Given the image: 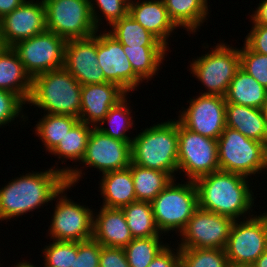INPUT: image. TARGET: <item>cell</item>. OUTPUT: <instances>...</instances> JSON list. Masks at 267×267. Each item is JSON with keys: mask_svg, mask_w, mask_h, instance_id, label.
<instances>
[{"mask_svg": "<svg viewBox=\"0 0 267 267\" xmlns=\"http://www.w3.org/2000/svg\"><path fill=\"white\" fill-rule=\"evenodd\" d=\"M78 121L79 118L70 115L44 113L35 126V133L50 153Z\"/></svg>", "mask_w": 267, "mask_h": 267, "instance_id": "f546056e", "label": "cell"}, {"mask_svg": "<svg viewBox=\"0 0 267 267\" xmlns=\"http://www.w3.org/2000/svg\"><path fill=\"white\" fill-rule=\"evenodd\" d=\"M161 236L133 238L123 249L130 267H148L153 259L168 245Z\"/></svg>", "mask_w": 267, "mask_h": 267, "instance_id": "836d02e7", "label": "cell"}, {"mask_svg": "<svg viewBox=\"0 0 267 267\" xmlns=\"http://www.w3.org/2000/svg\"><path fill=\"white\" fill-rule=\"evenodd\" d=\"M44 267H73L74 256H77V242L55 241L43 248ZM28 267H37L25 261Z\"/></svg>", "mask_w": 267, "mask_h": 267, "instance_id": "d590c367", "label": "cell"}, {"mask_svg": "<svg viewBox=\"0 0 267 267\" xmlns=\"http://www.w3.org/2000/svg\"><path fill=\"white\" fill-rule=\"evenodd\" d=\"M97 33L98 66L108 82L115 83L127 93L133 92L143 80L133 71L131 63L123 50V45L110 35L106 29ZM99 34V35H98Z\"/></svg>", "mask_w": 267, "mask_h": 267, "instance_id": "9a60e30c", "label": "cell"}, {"mask_svg": "<svg viewBox=\"0 0 267 267\" xmlns=\"http://www.w3.org/2000/svg\"><path fill=\"white\" fill-rule=\"evenodd\" d=\"M213 48L196 60L193 58L189 70L207 89L200 94L225 97L231 80L240 69L239 49L224 42Z\"/></svg>", "mask_w": 267, "mask_h": 267, "instance_id": "52a82bcc", "label": "cell"}, {"mask_svg": "<svg viewBox=\"0 0 267 267\" xmlns=\"http://www.w3.org/2000/svg\"><path fill=\"white\" fill-rule=\"evenodd\" d=\"M92 128V125L78 121L50 153L58 156V159H63L62 164L67 159L80 163L84 157Z\"/></svg>", "mask_w": 267, "mask_h": 267, "instance_id": "1f68e13d", "label": "cell"}, {"mask_svg": "<svg viewBox=\"0 0 267 267\" xmlns=\"http://www.w3.org/2000/svg\"><path fill=\"white\" fill-rule=\"evenodd\" d=\"M0 89L16 94L25 104L32 90V78L12 47L0 50Z\"/></svg>", "mask_w": 267, "mask_h": 267, "instance_id": "7402d4cb", "label": "cell"}, {"mask_svg": "<svg viewBox=\"0 0 267 267\" xmlns=\"http://www.w3.org/2000/svg\"><path fill=\"white\" fill-rule=\"evenodd\" d=\"M127 94L124 89L112 82L83 85L79 121L96 127L111 107Z\"/></svg>", "mask_w": 267, "mask_h": 267, "instance_id": "d6986e66", "label": "cell"}, {"mask_svg": "<svg viewBox=\"0 0 267 267\" xmlns=\"http://www.w3.org/2000/svg\"><path fill=\"white\" fill-rule=\"evenodd\" d=\"M25 0H0V19L18 8Z\"/></svg>", "mask_w": 267, "mask_h": 267, "instance_id": "f6af8a7d", "label": "cell"}, {"mask_svg": "<svg viewBox=\"0 0 267 267\" xmlns=\"http://www.w3.org/2000/svg\"><path fill=\"white\" fill-rule=\"evenodd\" d=\"M248 179L222 170L198 178L194 181L198 207L229 217L233 221L246 219V215L253 216L250 210L252 212V207L255 206V198Z\"/></svg>", "mask_w": 267, "mask_h": 267, "instance_id": "7a4b0ae2", "label": "cell"}, {"mask_svg": "<svg viewBox=\"0 0 267 267\" xmlns=\"http://www.w3.org/2000/svg\"><path fill=\"white\" fill-rule=\"evenodd\" d=\"M175 182L173 179L151 201L154 220L161 234L171 230L180 233L198 208L194 181H186L184 184Z\"/></svg>", "mask_w": 267, "mask_h": 267, "instance_id": "8992f818", "label": "cell"}, {"mask_svg": "<svg viewBox=\"0 0 267 267\" xmlns=\"http://www.w3.org/2000/svg\"><path fill=\"white\" fill-rule=\"evenodd\" d=\"M262 112H263V115H264V117H265V119L267 121V98H266V101L263 104Z\"/></svg>", "mask_w": 267, "mask_h": 267, "instance_id": "7dc6e473", "label": "cell"}, {"mask_svg": "<svg viewBox=\"0 0 267 267\" xmlns=\"http://www.w3.org/2000/svg\"><path fill=\"white\" fill-rule=\"evenodd\" d=\"M46 29L67 40L93 36L96 28L90 0H43Z\"/></svg>", "mask_w": 267, "mask_h": 267, "instance_id": "9c48e42d", "label": "cell"}, {"mask_svg": "<svg viewBox=\"0 0 267 267\" xmlns=\"http://www.w3.org/2000/svg\"><path fill=\"white\" fill-rule=\"evenodd\" d=\"M96 8L101 11L104 18L101 13L99 14L97 12L98 10ZM90 9L93 22L96 28L99 30V26L102 24L100 23L102 22V19L108 21L107 24L109 23L108 25L111 26L116 21L127 16L129 4L124 0H90Z\"/></svg>", "mask_w": 267, "mask_h": 267, "instance_id": "8d00e7d4", "label": "cell"}, {"mask_svg": "<svg viewBox=\"0 0 267 267\" xmlns=\"http://www.w3.org/2000/svg\"><path fill=\"white\" fill-rule=\"evenodd\" d=\"M66 184L55 195L56 203L48 234L55 241L80 242L92 239L93 211L88 206L67 198L65 191L72 189ZM65 194V195H64Z\"/></svg>", "mask_w": 267, "mask_h": 267, "instance_id": "30bf717a", "label": "cell"}, {"mask_svg": "<svg viewBox=\"0 0 267 267\" xmlns=\"http://www.w3.org/2000/svg\"><path fill=\"white\" fill-rule=\"evenodd\" d=\"M4 47L2 40H1V31H0V50Z\"/></svg>", "mask_w": 267, "mask_h": 267, "instance_id": "681fc988", "label": "cell"}, {"mask_svg": "<svg viewBox=\"0 0 267 267\" xmlns=\"http://www.w3.org/2000/svg\"><path fill=\"white\" fill-rule=\"evenodd\" d=\"M14 267H28V266L25 264V260H23L22 262L20 261V262L16 263V265H14Z\"/></svg>", "mask_w": 267, "mask_h": 267, "instance_id": "c3c4849f", "label": "cell"}, {"mask_svg": "<svg viewBox=\"0 0 267 267\" xmlns=\"http://www.w3.org/2000/svg\"><path fill=\"white\" fill-rule=\"evenodd\" d=\"M250 17L253 25H267V0H261Z\"/></svg>", "mask_w": 267, "mask_h": 267, "instance_id": "ee69618b", "label": "cell"}, {"mask_svg": "<svg viewBox=\"0 0 267 267\" xmlns=\"http://www.w3.org/2000/svg\"><path fill=\"white\" fill-rule=\"evenodd\" d=\"M99 267H130L123 248L102 246Z\"/></svg>", "mask_w": 267, "mask_h": 267, "instance_id": "b9f144b4", "label": "cell"}, {"mask_svg": "<svg viewBox=\"0 0 267 267\" xmlns=\"http://www.w3.org/2000/svg\"><path fill=\"white\" fill-rule=\"evenodd\" d=\"M82 85L63 67L32 78L27 104L47 114L80 116Z\"/></svg>", "mask_w": 267, "mask_h": 267, "instance_id": "277c9868", "label": "cell"}, {"mask_svg": "<svg viewBox=\"0 0 267 267\" xmlns=\"http://www.w3.org/2000/svg\"><path fill=\"white\" fill-rule=\"evenodd\" d=\"M251 267H267V249Z\"/></svg>", "mask_w": 267, "mask_h": 267, "instance_id": "bcb514c9", "label": "cell"}, {"mask_svg": "<svg viewBox=\"0 0 267 267\" xmlns=\"http://www.w3.org/2000/svg\"><path fill=\"white\" fill-rule=\"evenodd\" d=\"M264 147H265V151H266V154H267V136H266V140L264 142Z\"/></svg>", "mask_w": 267, "mask_h": 267, "instance_id": "f907efd6", "label": "cell"}, {"mask_svg": "<svg viewBox=\"0 0 267 267\" xmlns=\"http://www.w3.org/2000/svg\"><path fill=\"white\" fill-rule=\"evenodd\" d=\"M226 127L261 143L266 140L267 121L262 109L226 103Z\"/></svg>", "mask_w": 267, "mask_h": 267, "instance_id": "cb8c5ba5", "label": "cell"}, {"mask_svg": "<svg viewBox=\"0 0 267 267\" xmlns=\"http://www.w3.org/2000/svg\"><path fill=\"white\" fill-rule=\"evenodd\" d=\"M24 105L25 103L16 94L0 89V128L19 116L23 118L22 121H27L28 117L23 113Z\"/></svg>", "mask_w": 267, "mask_h": 267, "instance_id": "f35d334b", "label": "cell"}, {"mask_svg": "<svg viewBox=\"0 0 267 267\" xmlns=\"http://www.w3.org/2000/svg\"><path fill=\"white\" fill-rule=\"evenodd\" d=\"M101 249L102 245L93 238L77 242L73 267H99Z\"/></svg>", "mask_w": 267, "mask_h": 267, "instance_id": "ab89813d", "label": "cell"}, {"mask_svg": "<svg viewBox=\"0 0 267 267\" xmlns=\"http://www.w3.org/2000/svg\"><path fill=\"white\" fill-rule=\"evenodd\" d=\"M122 210L133 238L162 235L156 226L151 202L135 201L123 206Z\"/></svg>", "mask_w": 267, "mask_h": 267, "instance_id": "f1b7e54d", "label": "cell"}, {"mask_svg": "<svg viewBox=\"0 0 267 267\" xmlns=\"http://www.w3.org/2000/svg\"><path fill=\"white\" fill-rule=\"evenodd\" d=\"M111 27L112 29L107 32L122 45L130 47L165 46L129 14L113 23Z\"/></svg>", "mask_w": 267, "mask_h": 267, "instance_id": "4dcf8cb0", "label": "cell"}, {"mask_svg": "<svg viewBox=\"0 0 267 267\" xmlns=\"http://www.w3.org/2000/svg\"><path fill=\"white\" fill-rule=\"evenodd\" d=\"M243 220L233 221L225 247L233 267H251L267 249V212Z\"/></svg>", "mask_w": 267, "mask_h": 267, "instance_id": "ba28073f", "label": "cell"}, {"mask_svg": "<svg viewBox=\"0 0 267 267\" xmlns=\"http://www.w3.org/2000/svg\"><path fill=\"white\" fill-rule=\"evenodd\" d=\"M180 267H230L225 250L180 248Z\"/></svg>", "mask_w": 267, "mask_h": 267, "instance_id": "e575fe53", "label": "cell"}, {"mask_svg": "<svg viewBox=\"0 0 267 267\" xmlns=\"http://www.w3.org/2000/svg\"><path fill=\"white\" fill-rule=\"evenodd\" d=\"M239 55L240 68L267 89V55L252 51L245 43Z\"/></svg>", "mask_w": 267, "mask_h": 267, "instance_id": "74e56055", "label": "cell"}, {"mask_svg": "<svg viewBox=\"0 0 267 267\" xmlns=\"http://www.w3.org/2000/svg\"><path fill=\"white\" fill-rule=\"evenodd\" d=\"M267 89L241 68L231 80L225 96L226 103L262 109Z\"/></svg>", "mask_w": 267, "mask_h": 267, "instance_id": "484cf974", "label": "cell"}, {"mask_svg": "<svg viewBox=\"0 0 267 267\" xmlns=\"http://www.w3.org/2000/svg\"><path fill=\"white\" fill-rule=\"evenodd\" d=\"M169 17L174 24L182 27L188 33L197 32L202 23L206 22L208 14V0H163ZM190 31V32H189Z\"/></svg>", "mask_w": 267, "mask_h": 267, "instance_id": "d4e9b609", "label": "cell"}, {"mask_svg": "<svg viewBox=\"0 0 267 267\" xmlns=\"http://www.w3.org/2000/svg\"><path fill=\"white\" fill-rule=\"evenodd\" d=\"M175 251L167 245L148 267H180V248L177 247Z\"/></svg>", "mask_w": 267, "mask_h": 267, "instance_id": "7bdbcfd3", "label": "cell"}, {"mask_svg": "<svg viewBox=\"0 0 267 267\" xmlns=\"http://www.w3.org/2000/svg\"><path fill=\"white\" fill-rule=\"evenodd\" d=\"M46 30L43 0H25L18 8L0 19L1 40L4 47L31 38Z\"/></svg>", "mask_w": 267, "mask_h": 267, "instance_id": "e0dca14e", "label": "cell"}, {"mask_svg": "<svg viewBox=\"0 0 267 267\" xmlns=\"http://www.w3.org/2000/svg\"><path fill=\"white\" fill-rule=\"evenodd\" d=\"M188 103L189 107L178 115V121L193 132L217 140L226 127L225 97L201 94L190 98Z\"/></svg>", "mask_w": 267, "mask_h": 267, "instance_id": "5bb4252c", "label": "cell"}, {"mask_svg": "<svg viewBox=\"0 0 267 267\" xmlns=\"http://www.w3.org/2000/svg\"><path fill=\"white\" fill-rule=\"evenodd\" d=\"M64 68L82 86L108 82L98 66L97 32L88 38L66 41Z\"/></svg>", "mask_w": 267, "mask_h": 267, "instance_id": "ac0fdd59", "label": "cell"}, {"mask_svg": "<svg viewBox=\"0 0 267 267\" xmlns=\"http://www.w3.org/2000/svg\"><path fill=\"white\" fill-rule=\"evenodd\" d=\"M220 170L217 140L185 128L178 121V172L188 181Z\"/></svg>", "mask_w": 267, "mask_h": 267, "instance_id": "8fae6325", "label": "cell"}, {"mask_svg": "<svg viewBox=\"0 0 267 267\" xmlns=\"http://www.w3.org/2000/svg\"><path fill=\"white\" fill-rule=\"evenodd\" d=\"M127 96L128 94L116 105L112 106L107 115L96 126V128L102 133L121 141L133 140V138H130L128 135H126V132H128L129 128L132 129L134 125V120H132L133 116H131L133 114H131L132 110L130 109V106H128L130 102ZM104 123H108L109 127H104Z\"/></svg>", "mask_w": 267, "mask_h": 267, "instance_id": "d6a6232c", "label": "cell"}, {"mask_svg": "<svg viewBox=\"0 0 267 267\" xmlns=\"http://www.w3.org/2000/svg\"><path fill=\"white\" fill-rule=\"evenodd\" d=\"M66 40L45 30L31 38L17 42L12 48L18 54L31 78L64 67Z\"/></svg>", "mask_w": 267, "mask_h": 267, "instance_id": "7c38bea8", "label": "cell"}, {"mask_svg": "<svg viewBox=\"0 0 267 267\" xmlns=\"http://www.w3.org/2000/svg\"><path fill=\"white\" fill-rule=\"evenodd\" d=\"M132 163L147 169L178 173V120H168L145 128L133 137Z\"/></svg>", "mask_w": 267, "mask_h": 267, "instance_id": "3957f363", "label": "cell"}, {"mask_svg": "<svg viewBox=\"0 0 267 267\" xmlns=\"http://www.w3.org/2000/svg\"><path fill=\"white\" fill-rule=\"evenodd\" d=\"M244 43L252 51L267 55V25H252Z\"/></svg>", "mask_w": 267, "mask_h": 267, "instance_id": "60d3db41", "label": "cell"}, {"mask_svg": "<svg viewBox=\"0 0 267 267\" xmlns=\"http://www.w3.org/2000/svg\"><path fill=\"white\" fill-rule=\"evenodd\" d=\"M220 170L251 175L267 172V154L264 143L247 138L239 131L225 127L217 139ZM266 170V171H265Z\"/></svg>", "mask_w": 267, "mask_h": 267, "instance_id": "5b68a950", "label": "cell"}, {"mask_svg": "<svg viewBox=\"0 0 267 267\" xmlns=\"http://www.w3.org/2000/svg\"><path fill=\"white\" fill-rule=\"evenodd\" d=\"M96 213H93L92 238L102 246L124 248L133 240L122 208L102 206Z\"/></svg>", "mask_w": 267, "mask_h": 267, "instance_id": "44dd1931", "label": "cell"}, {"mask_svg": "<svg viewBox=\"0 0 267 267\" xmlns=\"http://www.w3.org/2000/svg\"><path fill=\"white\" fill-rule=\"evenodd\" d=\"M232 223L229 217L198 207L178 234L182 237L178 247L225 250Z\"/></svg>", "mask_w": 267, "mask_h": 267, "instance_id": "4fadbf2b", "label": "cell"}, {"mask_svg": "<svg viewBox=\"0 0 267 267\" xmlns=\"http://www.w3.org/2000/svg\"><path fill=\"white\" fill-rule=\"evenodd\" d=\"M131 174L137 201L151 202L173 180L166 172L143 168L132 162Z\"/></svg>", "mask_w": 267, "mask_h": 267, "instance_id": "83f0119b", "label": "cell"}, {"mask_svg": "<svg viewBox=\"0 0 267 267\" xmlns=\"http://www.w3.org/2000/svg\"><path fill=\"white\" fill-rule=\"evenodd\" d=\"M124 1H126L128 4L133 2V0H124ZM134 1H136V0H134Z\"/></svg>", "mask_w": 267, "mask_h": 267, "instance_id": "816d5d0a", "label": "cell"}, {"mask_svg": "<svg viewBox=\"0 0 267 267\" xmlns=\"http://www.w3.org/2000/svg\"><path fill=\"white\" fill-rule=\"evenodd\" d=\"M124 53L129 59L133 71L142 79L149 80L158 75L160 65L165 60L166 46H139L123 45ZM157 73V74H156Z\"/></svg>", "mask_w": 267, "mask_h": 267, "instance_id": "4316f807", "label": "cell"}, {"mask_svg": "<svg viewBox=\"0 0 267 267\" xmlns=\"http://www.w3.org/2000/svg\"><path fill=\"white\" fill-rule=\"evenodd\" d=\"M131 143L114 139L93 127L81 162L102 174L128 168L132 162Z\"/></svg>", "mask_w": 267, "mask_h": 267, "instance_id": "2e32d148", "label": "cell"}, {"mask_svg": "<svg viewBox=\"0 0 267 267\" xmlns=\"http://www.w3.org/2000/svg\"><path fill=\"white\" fill-rule=\"evenodd\" d=\"M100 191L103 198L101 206L122 208L137 201L131 174V164L122 170L109 171L102 174Z\"/></svg>", "mask_w": 267, "mask_h": 267, "instance_id": "603a6c76", "label": "cell"}, {"mask_svg": "<svg viewBox=\"0 0 267 267\" xmlns=\"http://www.w3.org/2000/svg\"><path fill=\"white\" fill-rule=\"evenodd\" d=\"M51 167L46 171L26 173L12 179L0 189V220L23 216L55 201V195L65 186H75L83 174L81 168ZM76 168V169H75Z\"/></svg>", "mask_w": 267, "mask_h": 267, "instance_id": "6da1fadb", "label": "cell"}, {"mask_svg": "<svg viewBox=\"0 0 267 267\" xmlns=\"http://www.w3.org/2000/svg\"><path fill=\"white\" fill-rule=\"evenodd\" d=\"M137 0L129 4L128 14L163 45L169 48L168 38L178 27L169 17L163 0Z\"/></svg>", "mask_w": 267, "mask_h": 267, "instance_id": "ffe728a7", "label": "cell"}]
</instances>
